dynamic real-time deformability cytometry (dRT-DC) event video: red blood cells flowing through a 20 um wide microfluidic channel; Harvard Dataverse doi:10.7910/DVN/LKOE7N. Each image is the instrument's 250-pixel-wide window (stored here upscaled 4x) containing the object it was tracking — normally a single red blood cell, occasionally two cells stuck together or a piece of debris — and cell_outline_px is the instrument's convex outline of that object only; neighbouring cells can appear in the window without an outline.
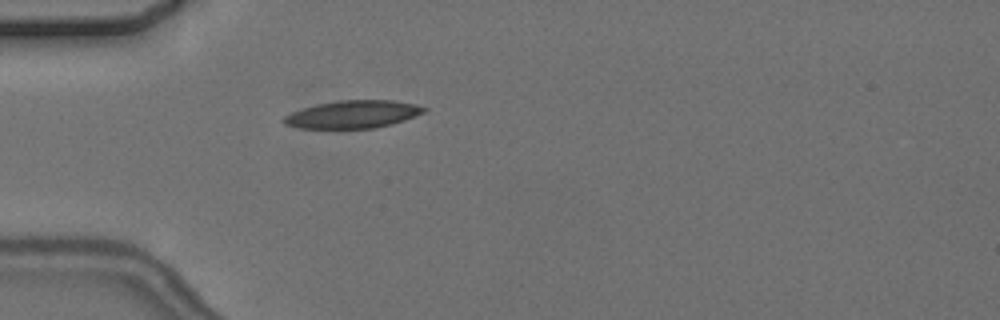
{"species": "common noctule bat (a hibernating species)", "species_latin": "Nyctalus noctula", "temperature_condition": "cold", "stored_images_in_passage": 5, "camera_frame_rate_fps": 3000, "um_per_image_px": 0.085, "animal": {"sex": "female", "body_mass_g": 24.6, "forearm_length_mm": 56.2}, "frame": {"image": 1, "passage_image": 5, "time_ms": 5.333, "image_size_px": [1000, 320], "cell_outline_px": [[428, 108], [424, 112], [416, 116], [392, 124], [376, 128], [296, 128], [284, 124], [280, 120], [284, 116], [292, 112], [304, 108], [320, 104], [340, 100], [392, 100], [416, 104]], "centroid_in_image_um": [30.0, 9.72], "position_along_channel_um": 55.0, "area_um2": 22.6}}